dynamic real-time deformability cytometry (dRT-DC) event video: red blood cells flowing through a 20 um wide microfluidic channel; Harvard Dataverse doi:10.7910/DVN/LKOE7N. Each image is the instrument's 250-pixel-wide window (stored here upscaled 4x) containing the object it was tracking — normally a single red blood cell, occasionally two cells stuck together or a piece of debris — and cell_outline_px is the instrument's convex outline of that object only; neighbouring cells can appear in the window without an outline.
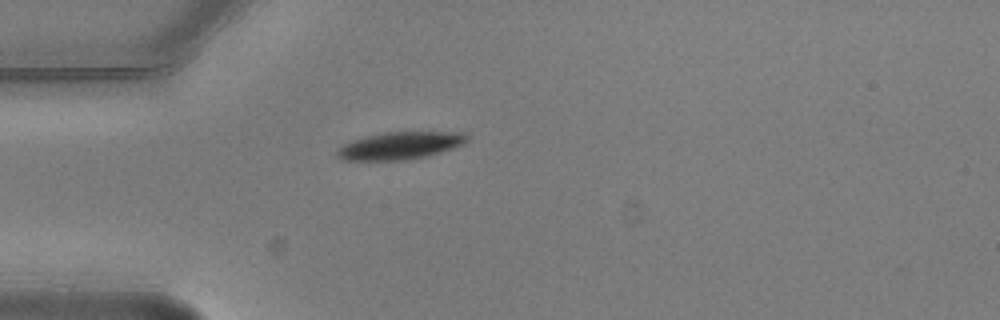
{"species": "common noctule bat (a hibernating species)", "species_latin": "Nyctalus noctula", "temperature_condition": "warm", "stored_images_in_passage": 2, "camera_frame_rate_fps": 3000, "um_per_image_px": 0.085, "animal": {"sex": "male", "body_mass_g": 20.5, "forearm_length_mm": 52.5}, "frame": {"image": 1, "passage_image": 1, "time_ms": 0.0, "image_size_px": [1000, 320], "cell_outline_px": [[468, 140], [464, 144], [440, 152], [424, 156], [404, 160], [340, 160], [336, 156], [336, 148], [352, 140], [384, 132], [464, 132], [468, 136]], "centroid_in_image_um": [33.97, 12.37], "position_along_channel_um": 51.0, "area_um2": 20.69}}